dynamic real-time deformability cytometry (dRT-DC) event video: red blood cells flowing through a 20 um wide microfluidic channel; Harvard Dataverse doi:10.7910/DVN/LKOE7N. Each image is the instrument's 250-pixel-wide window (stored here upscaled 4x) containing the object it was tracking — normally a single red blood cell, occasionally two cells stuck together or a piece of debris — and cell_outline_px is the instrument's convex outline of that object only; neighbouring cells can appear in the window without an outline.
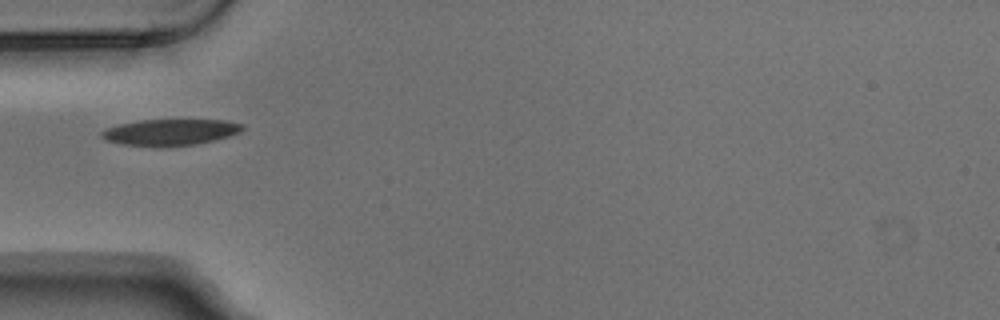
{"species": "Egyptian fruit bat (a non-hibernating species)", "species_latin": "Rousettus aegyptiacus", "temperature_condition": "warm", "stored_images_in_passage": 1, "camera_frame_rate_fps": 3000, "um_per_image_px": 0.085, "animal": {"sex": "male"}, "frame": {"image": 1, "passage_image": 1, "time_ms": 0.0, "image_size_px": [1000, 320], "cell_outline_px": [[244, 128], [240, 132], [228, 136], [196, 144], [164, 148], [160, 148], [120, 144], [104, 140], [100, 136], [100, 132], [108, 128], [120, 124], [140, 120], [228, 120], [244, 124]], "centroid_in_image_um": [14.45, 11.25], "position_along_channel_um": 70.6, "area_um2": 21.91}}